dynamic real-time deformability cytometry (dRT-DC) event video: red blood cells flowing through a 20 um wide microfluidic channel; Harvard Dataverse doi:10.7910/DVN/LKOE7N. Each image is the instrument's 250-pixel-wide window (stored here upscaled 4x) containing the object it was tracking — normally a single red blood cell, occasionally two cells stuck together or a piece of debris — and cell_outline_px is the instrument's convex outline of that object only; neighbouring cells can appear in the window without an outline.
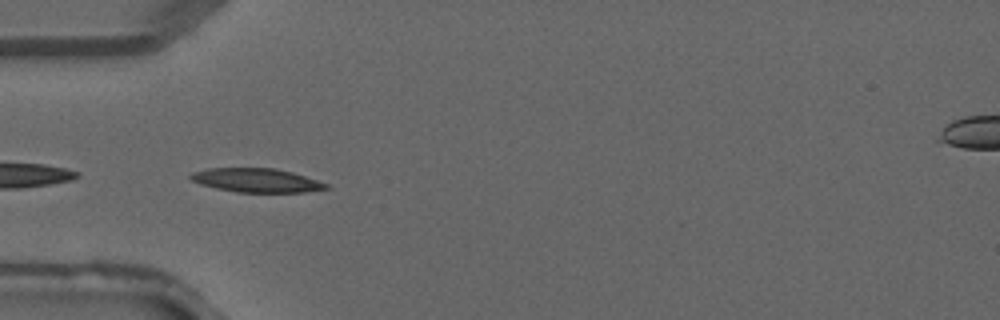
{"species": "common noctule bat (a hibernating species)", "species_latin": "Nyctalus noctula", "temperature_condition": "warm", "stored_images_in_passage": 21, "camera_frame_rate_fps": 3000, "um_per_image_px": 0.085, "animal": {"sex": "male", "forearm_length_mm": 52.5}, "frame": {"image": 1, "passage_image": 1, "time_ms": 0.0, "image_size_px": [1000, 320], "cell_outline_px": [[332, 188], [304, 192], [236, 192], [216, 188], [200, 184], [192, 180], [188, 176], [192, 172], [208, 168], [276, 168], [292, 172], [328, 184]], "centroid_in_image_um": [21.79, 15.32], "position_along_channel_um": 63.2, "area_um2": 18.84}}
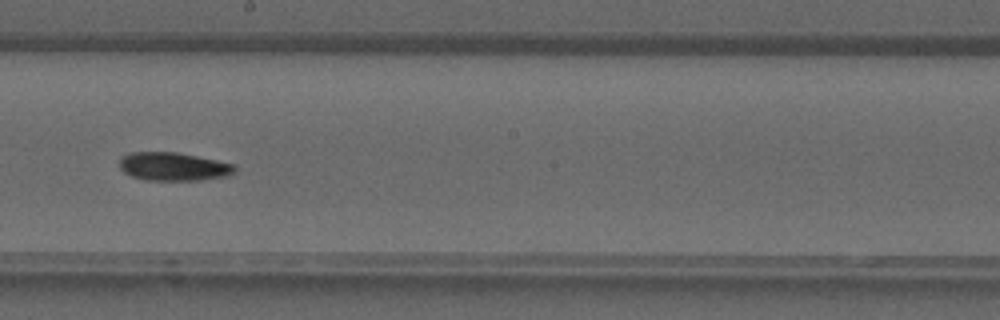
{"frame": {"image": 2, "passage_image": 11, "time_ms": 3.333, "image_size_px": [1000, 320], "cell_outline_px": [[236, 172], [228, 176], [200, 180], [148, 180], [132, 176], [124, 172], [120, 168], [120, 160], [124, 156], [132, 152], [176, 152], [236, 164]], "centroid_in_image_um": [14.79, 14.16], "position_along_channel_um": 233.4, "area_um2": 18.96}}
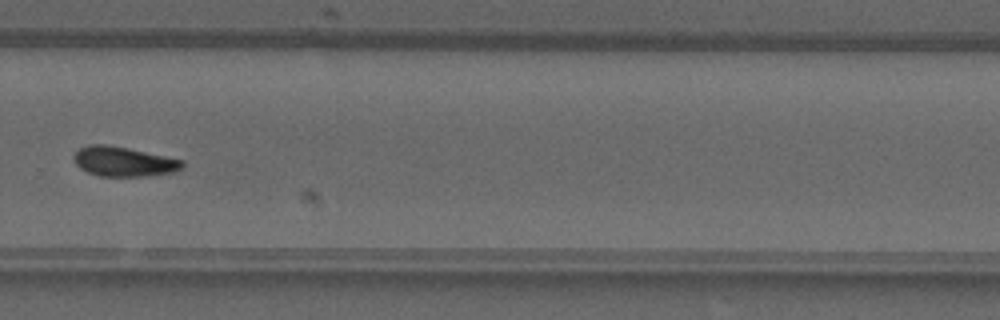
{"frame": {"image": 3, "passage_image": 16, "time_ms": 5.0, "image_size_px": [1000, 320], "cell_outline_px": [[184, 168], [176, 172], [148, 176], [100, 176], [88, 172], [80, 168], [76, 164], [72, 156], [80, 148], [88, 144], [104, 144], [128, 148], [184, 160]], "centroid_in_image_um": [10.54, 13.74], "position_along_channel_um": 319.3, "area_um2": 18.9}}